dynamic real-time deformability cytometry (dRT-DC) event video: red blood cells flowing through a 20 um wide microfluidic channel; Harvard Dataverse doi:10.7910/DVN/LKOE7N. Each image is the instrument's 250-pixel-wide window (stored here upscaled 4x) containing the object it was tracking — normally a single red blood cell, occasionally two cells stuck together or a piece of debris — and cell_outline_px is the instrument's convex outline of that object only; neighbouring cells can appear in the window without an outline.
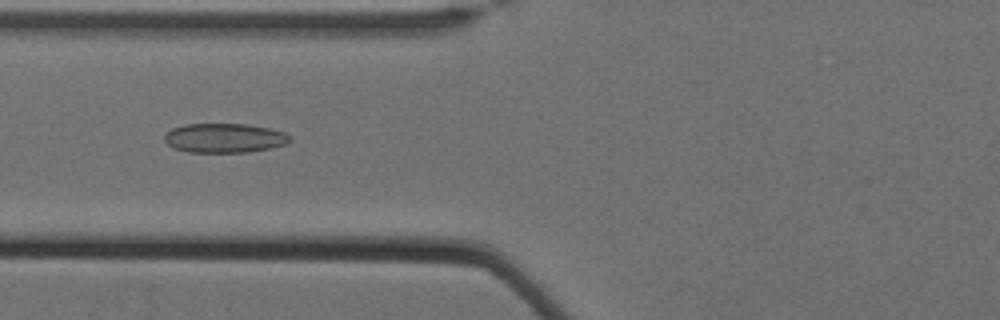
{"species": "Egyptian fruit bat (a non-hibernating species)", "species_latin": "Rousettus aegyptiacus", "temperature_condition": "cold", "stored_images_in_passage": 45, "camera_frame_rate_fps": 3000, "um_per_image_px": 0.085, "animal": {"sex": "female"}, "frame": {"image": 1, "passage_image": 15, "time_ms": 4.667, "image_size_px": [1000, 320], "cell_outline_px": [[292, 140], [284, 144], [268, 148], [248, 152], [188, 152], [172, 148], [164, 140], [164, 136], [172, 128], [184, 124], [244, 124], [268, 128], [284, 132], [292, 136]], "centroid_in_image_um": [19.06, 11.73], "position_along_channel_um": 106.7, "area_um2": 21.39}}
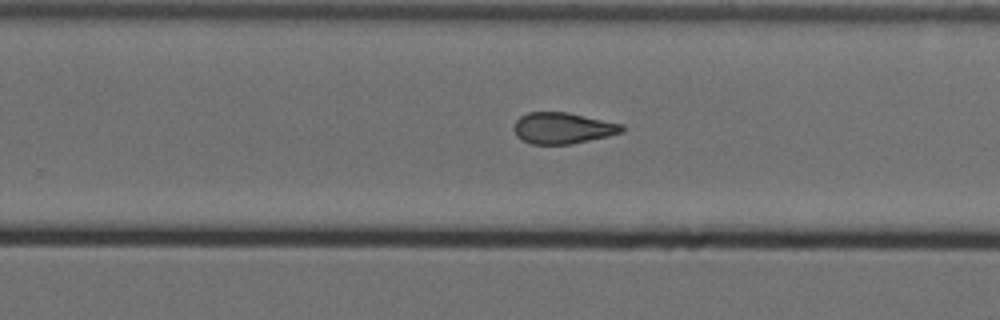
{"frame": {"image": 2, "passage_image": 30, "time_ms": 9.667, "image_size_px": [1000, 320], "cell_outline_px": [[624, 132], [608, 136], [572, 144], [532, 144], [520, 140], [516, 136], [512, 128], [516, 120], [520, 116], [528, 112], [568, 112], [624, 124]], "centroid_in_image_um": [47.82, 10.89], "position_along_channel_um": 282.0, "area_um2": 19.94}}
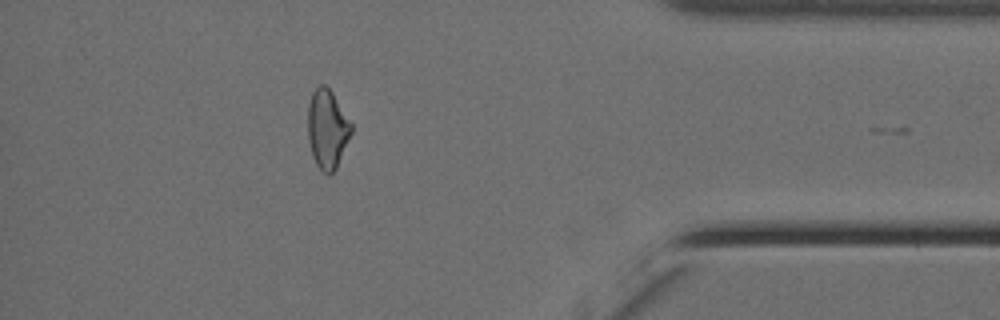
{"frame": {"image": 3, "passage_image": 43, "time_ms": 14.0, "image_size_px": [1000, 320], "cell_outline_px": [[352, 132], [336, 168], [328, 176], [320, 172], [312, 156], [308, 140], [308, 104], [312, 92], [320, 84], [324, 84], [332, 92], [352, 124]], "centroid_in_image_um": [27.8, 10.99], "position_along_channel_um": 407.4, "area_um2": 20.06}, "authors_computed_cell_mechanics": {"area_um2": 20.2878, "velocity_mm_per_s": 3.4945, "shape_relaxation_time_tau1_ms": null, "shape_relaxation_time_tau2_ms": 3.4122, "deformation_change_tau1": null, "deformation_change_tau2": 0.1152}}